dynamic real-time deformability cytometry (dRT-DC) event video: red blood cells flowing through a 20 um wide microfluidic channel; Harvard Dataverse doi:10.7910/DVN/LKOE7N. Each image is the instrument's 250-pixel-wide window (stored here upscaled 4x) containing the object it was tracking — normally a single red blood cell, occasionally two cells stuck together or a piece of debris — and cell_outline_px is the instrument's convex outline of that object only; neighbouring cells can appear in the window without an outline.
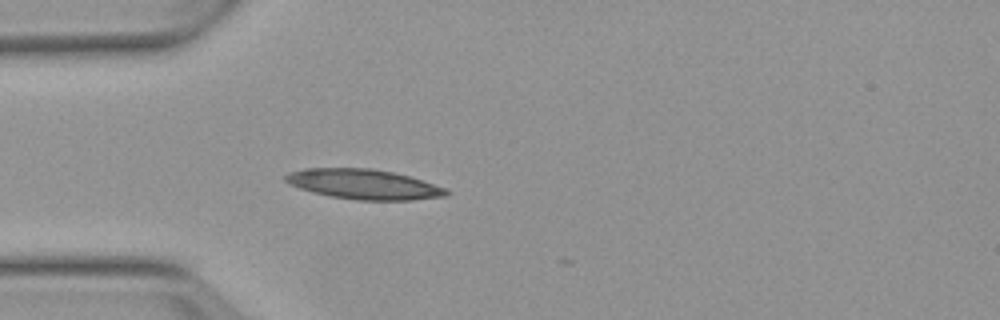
{"species": "Egyptian fruit bat (a non-hibernating species)", "species_latin": "Rousettus aegyptiacus", "temperature_condition": "warm", "stored_images_in_passage": 3, "camera_frame_rate_fps": 3000, "um_per_image_px": 0.085, "animal": {"sex": "female"}, "frame": {"image": 1, "passage_image": 3, "time_ms": 2.333, "image_size_px": [1000, 320], "cell_outline_px": [[448, 196], [408, 200], [356, 200], [332, 196], [312, 192], [288, 184], [284, 180], [284, 176], [288, 172], [304, 168], [372, 168], [392, 172], [408, 176], [448, 188]], "centroid_in_image_um": [30.89, 15.65], "position_along_channel_um": 54.1, "area_um2": 28.09}}